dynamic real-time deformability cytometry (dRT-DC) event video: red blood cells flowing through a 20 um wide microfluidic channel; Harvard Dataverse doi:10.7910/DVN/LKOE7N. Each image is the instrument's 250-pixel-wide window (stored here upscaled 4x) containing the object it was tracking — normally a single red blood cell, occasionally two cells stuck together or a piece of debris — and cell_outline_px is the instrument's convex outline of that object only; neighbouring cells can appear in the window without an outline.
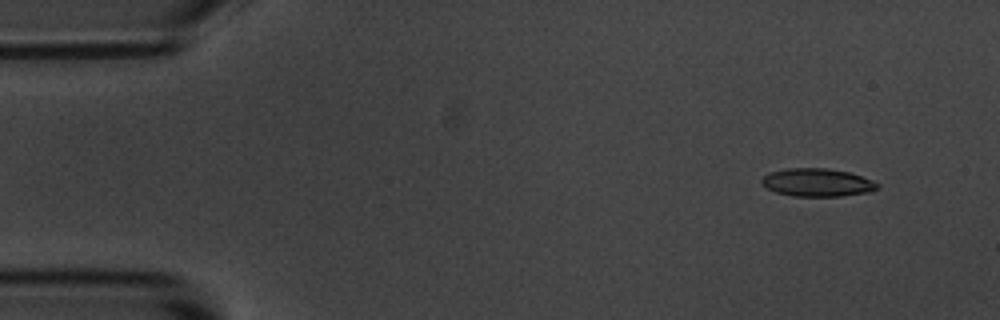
{"species": "common noctule bat (a hibernating species)", "species_latin": "Nyctalus noctula", "temperature_condition": "room temperature", "stored_images_in_passage": 51, "camera_frame_rate_fps": 3000, "um_per_image_px": 0.085, "animal": {"sex": "male", "body_mass_g": 20.1, "forearm_length_mm": 53.5}, "frame": {"image": 1, "passage_image": 1, "time_ms": 0.0, "image_size_px": [1000, 320], "cell_outline_px": [[880, 184], [876, 188], [868, 192], [840, 196], [792, 196], [776, 192], [760, 184], [760, 180], [764, 176], [772, 172], [788, 168], [828, 168], [848, 172], [872, 180]], "centroid_in_image_um": [69.44, 15.51], "position_along_channel_um": 15.6, "area_um2": 18.73}}
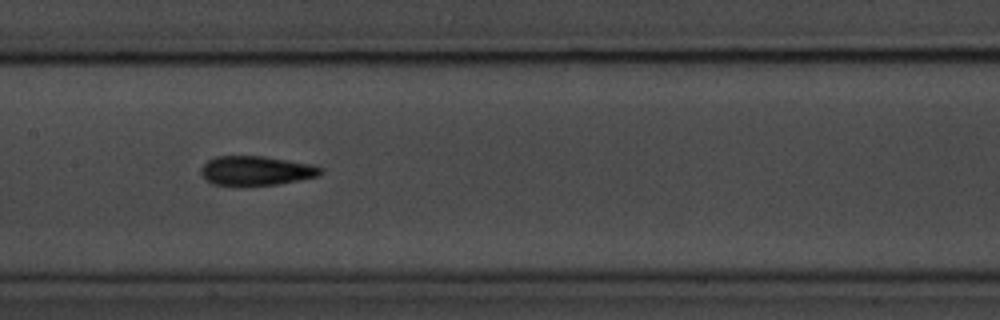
{"frame": {"image": 2, "passage_image": 23, "time_ms": 7.333, "image_size_px": [1000, 320], "cell_outline_px": [[324, 172], [320, 176], [300, 180], [276, 184], [212, 184], [200, 172], [200, 168], [208, 160], [216, 156], [264, 156], [316, 164], [324, 168]], "centroid_in_image_um": [21.87, 14.48], "position_along_channel_um": 185.5, "area_um2": 20.4}}
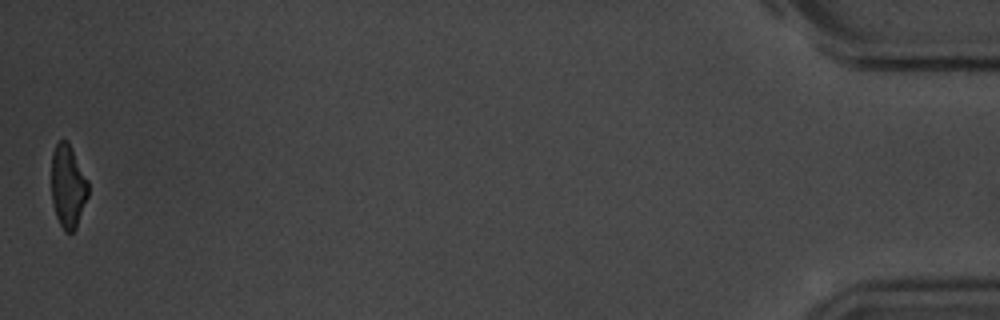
{"frame": {"image": 3, "passage_image": 51, "time_ms": 16.667, "image_size_px": [1000, 320], "cell_outline_px": [[88, 196], [76, 228], [72, 232], [64, 232], [56, 216], [52, 200], [52, 152], [56, 144], [60, 140], [68, 140], [88, 180]], "centroid_in_image_um": [5.78, 15.83], "position_along_channel_um": 429.4, "area_um2": 17.8}, "authors_computed_cell_mechanics": {"area_um2": 19.4786, "velocity_mm_per_s": 3.6401, "shape_relaxation_time_tau1_ms": 3.4331, "shape_relaxation_time_tau2_ms": 1.891, "deformation_change_tau1": 0.1439, "deformation_change_tau2": 0.0991}}